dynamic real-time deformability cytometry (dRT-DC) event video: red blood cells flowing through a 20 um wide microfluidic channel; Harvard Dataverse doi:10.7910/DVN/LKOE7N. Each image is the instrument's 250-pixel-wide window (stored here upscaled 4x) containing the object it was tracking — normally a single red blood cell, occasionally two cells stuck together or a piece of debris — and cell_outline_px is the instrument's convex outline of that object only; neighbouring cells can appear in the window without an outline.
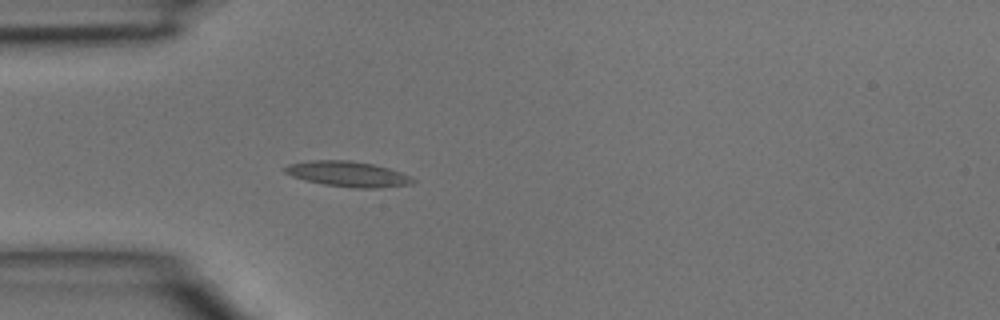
{"species": "common noctule bat (a hibernating species)", "species_latin": "Nyctalus noctula", "temperature_condition": "room temperature", "stored_images_in_passage": 2, "camera_frame_rate_fps": 3000, "um_per_image_px": 0.085, "animal": {"sex": "male", "body_mass_g": 15.6}, "frame": {"image": 1, "passage_image": 2, "time_ms": 0.333, "image_size_px": [1000, 320], "cell_outline_px": [[416, 180], [412, 184], [376, 188], [352, 188], [324, 184], [304, 180], [292, 176], [284, 172], [284, 168], [288, 164], [312, 160], [352, 160], [372, 164], [388, 168], [400, 172]], "centroid_in_image_um": [29.54, 14.79], "position_along_channel_um": 55.5, "area_um2": 18.84}}